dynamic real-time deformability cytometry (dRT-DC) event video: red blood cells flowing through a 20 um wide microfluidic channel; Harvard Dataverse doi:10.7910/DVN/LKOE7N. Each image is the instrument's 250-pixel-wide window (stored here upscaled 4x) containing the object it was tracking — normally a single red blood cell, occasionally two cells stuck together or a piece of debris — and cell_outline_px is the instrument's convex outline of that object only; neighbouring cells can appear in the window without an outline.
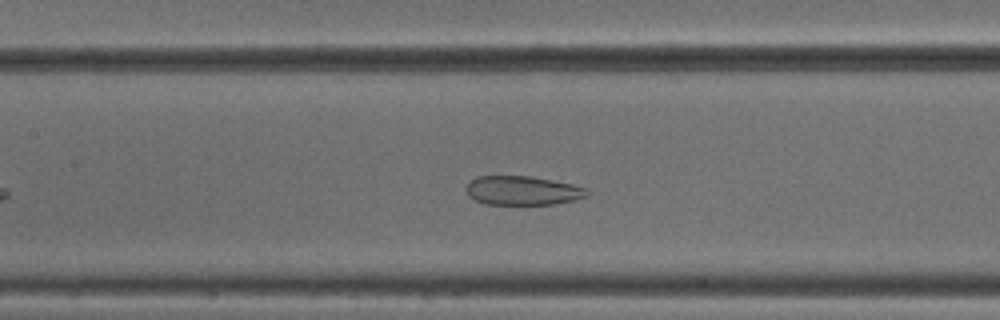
{"species": "common noctule bat (a hibernating species)", "species_latin": "Nyctalus noctula", "temperature_condition": "cold", "stored_images_in_passage": 43, "camera_frame_rate_fps": 3000, "um_per_image_px": 0.085, "animal": {"sex": "male", "body_mass_g": 18.8}, "frame": {"image": 1, "passage_image": 15, "time_ms": 4.667, "image_size_px": [1000, 320], "cell_outline_px": [[588, 196], [576, 200], [552, 204], [484, 204], [468, 196], [468, 184], [476, 176], [532, 176], [572, 184], [584, 188], [588, 192]], "centroid_in_image_um": [44.43, 16.2], "position_along_channel_um": 163.0, "area_um2": 20.29}}
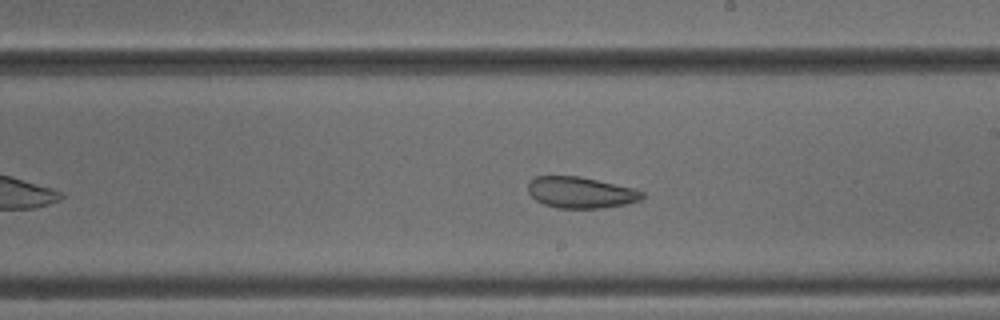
{"frame": {"image": 2, "passage_image": 21, "time_ms": 6.667, "image_size_px": [1000, 320], "cell_outline_px": [[644, 196], [640, 200], [624, 204], [604, 208], [556, 208], [544, 204], [536, 200], [528, 192], [528, 180], [536, 176], [580, 176], [636, 188], [644, 192]], "centroid_in_image_um": [49.36, 16.35], "position_along_channel_um": 239.6, "area_um2": 20.98}}
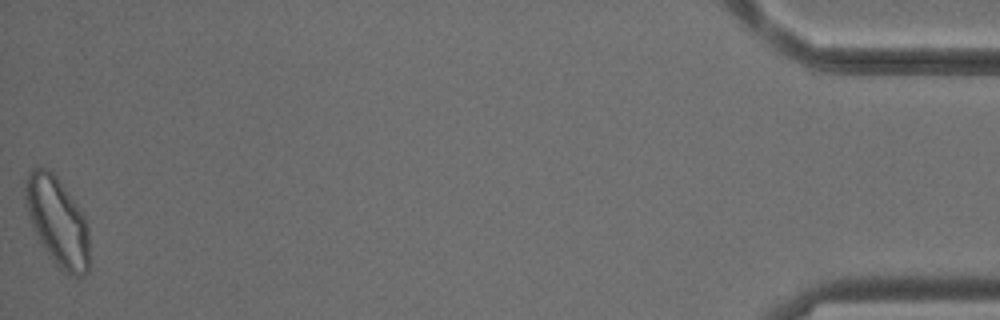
{"frame": {"image": 3, "passage_image": 43, "time_ms": 14.0, "image_size_px": [1000, 320], "cell_outline_px": [[88, 272], [84, 276], [72, 276], [64, 272], [52, 260], [32, 228], [24, 204], [24, 188], [28, 172], [32, 168], [48, 168], [56, 176], [80, 208], [84, 216], [88, 228]], "centroid_in_image_um": [4.86, 18.82], "position_along_channel_um": 430.3, "area_um2": 33.18}, "authors_computed_cell_mechanics": {"area_um2": 25.721, "velocity_mm_per_s": 3.8515, "shape_relaxation_time_tau1_ms": null, "shape_relaxation_time_tau2_ms": 2.297, "deformation_change_tau1": null, "deformation_change_tau2": 0.0835}}